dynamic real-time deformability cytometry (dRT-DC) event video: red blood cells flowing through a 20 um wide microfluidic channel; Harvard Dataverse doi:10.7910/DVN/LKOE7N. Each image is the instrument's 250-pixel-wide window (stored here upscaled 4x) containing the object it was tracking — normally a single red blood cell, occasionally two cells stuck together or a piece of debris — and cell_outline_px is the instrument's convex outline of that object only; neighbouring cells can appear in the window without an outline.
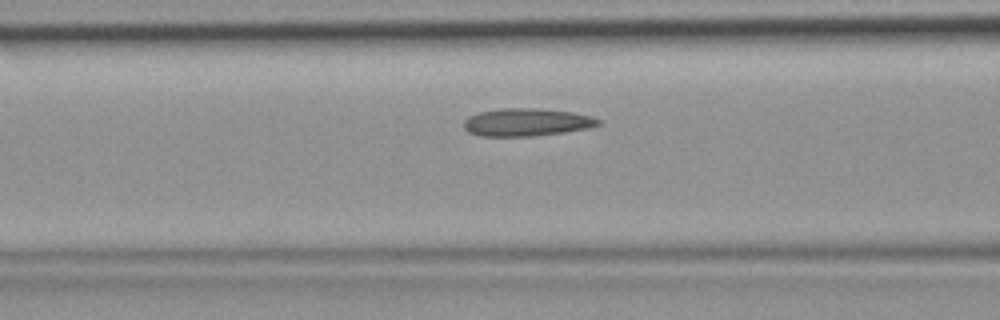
{"species": "common noctule bat (a hibernating species)", "species_latin": "Nyctalus noctula", "temperature_condition": "room temperature", "stored_images_in_passage": 42, "camera_frame_rate_fps": 3000, "um_per_image_px": 0.085, "animal": {"sex": "female", "body_mass_g": 19.9}, "frame": {"image": 1, "passage_image": 14, "time_ms": 4.333, "image_size_px": [1000, 320], "cell_outline_px": [[600, 124], [588, 128], [532, 136], [480, 136], [468, 132], [464, 128], [464, 120], [468, 116], [480, 112], [500, 108], [532, 108], [572, 112], [592, 116], [600, 120]], "centroid_in_image_um": [44.72, 10.38], "position_along_channel_um": 121.9, "area_um2": 21.56}}
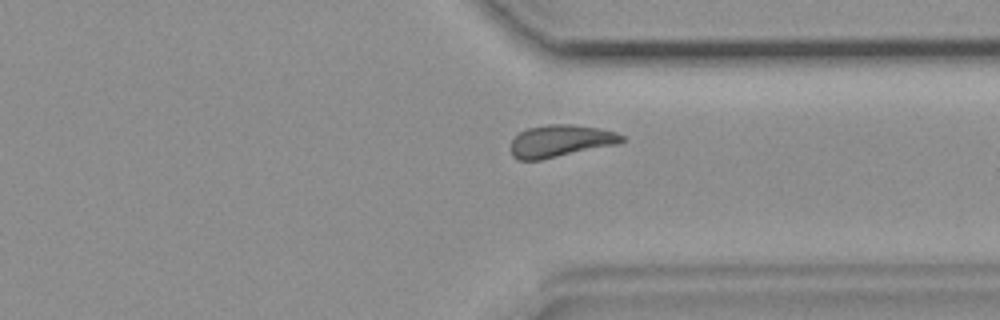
{"frame": {"image": 2, "passage_image": 31, "time_ms": 10.0, "image_size_px": [1000, 320], "cell_outline_px": [[624, 140], [620, 144], [540, 160], [520, 160], [512, 156], [512, 140], [520, 132], [528, 128], [548, 124], [572, 124], [596, 128], [616, 132], [624, 136]], "centroid_in_image_um": [47.67, 11.98], "position_along_channel_um": 363.7, "area_um2": 20.75}}
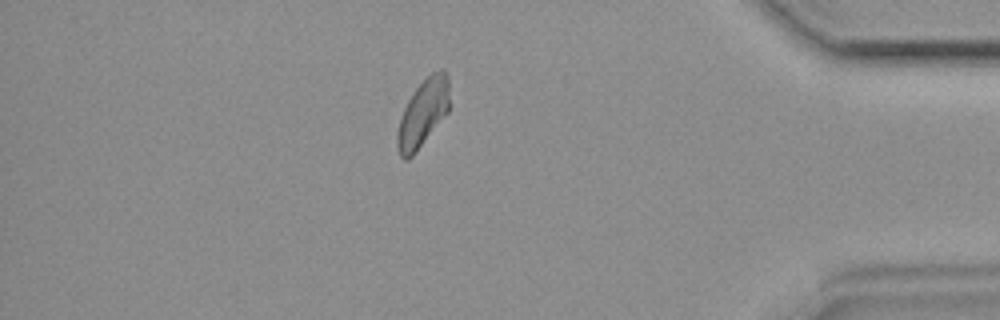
{"frame": {"image": 3, "passage_image": 36, "time_ms": 11.667, "image_size_px": [1000, 320], "cell_outline_px": [[448, 112], [416, 152], [408, 160], [404, 160], [400, 156], [396, 144], [396, 136], [400, 120], [404, 108], [412, 92], [432, 72], [440, 68], [444, 68], [448, 76]], "centroid_in_image_um": [35.94, 9.62], "position_along_channel_um": 399.3, "area_um2": 20.35}}